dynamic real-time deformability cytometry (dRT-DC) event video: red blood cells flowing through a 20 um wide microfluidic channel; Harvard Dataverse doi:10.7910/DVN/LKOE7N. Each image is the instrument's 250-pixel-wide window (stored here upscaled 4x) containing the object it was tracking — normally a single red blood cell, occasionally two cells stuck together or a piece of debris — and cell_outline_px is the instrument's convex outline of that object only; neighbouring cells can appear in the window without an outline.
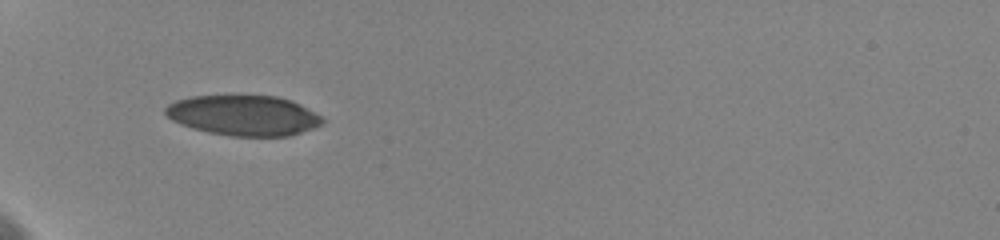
{"species": "human", "species_latin": "Homo sapiens", "temperature_condition": "cold", "stored_images_in_passage": 79, "camera_frame_rate_fps": 3000, "um_per_image_px": 0.085, "donor": {"sex": "female"}, "frame": {"image": 1, "passage_image": 1, "time_ms": 0.0, "image_size_px": [1000, 240], "cell_outline_px": [[324, 124], [288, 136], [232, 136], [208, 132], [192, 128], [180, 124], [172, 120], [164, 112], [164, 108], [168, 104], [176, 100], [192, 96], [236, 92], [276, 96], [292, 100], [324, 116]], "centroid_in_image_um": [20.7, 9.75], "position_along_channel_um": 64.3, "area_um2": 38.15}}
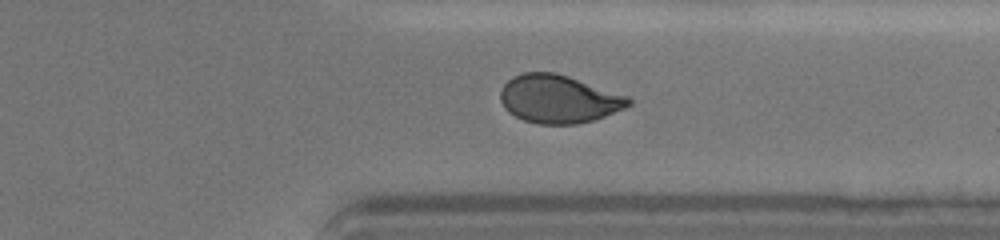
{"frame": {"image": 2, "passage_image": 54, "time_ms": 8.667, "image_size_px": [1000, 240], "cell_outline_px": [[632, 104], [624, 108], [604, 116], [592, 120], [576, 124], [540, 124], [524, 120], [508, 112], [504, 108], [500, 100], [500, 92], [504, 84], [512, 76], [524, 72], [556, 72], [628, 96], [632, 100]], "centroid_in_image_um": [47.46, 8.41], "position_along_channel_um": 363.9, "area_um2": 35.84}}
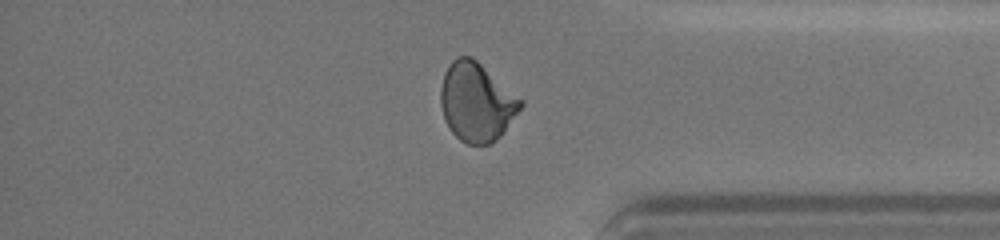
{"frame": {"image": 3, "passage_image": 60, "time_ms": 9.667, "image_size_px": [1000, 240], "cell_outline_px": [[524, 104], [504, 132], [492, 144], [468, 144], [460, 140], [448, 128], [444, 120], [440, 104], [440, 88], [444, 72], [452, 60], [456, 56], [472, 56], [524, 100]], "centroid_in_image_um": [40.5, 8.67], "position_along_channel_um": 394.7, "area_um2": 37.05}, "authors_computed_cell_mechanics": {"area_um2": 36.5874, "velocity_mm_per_s": 3.6104, "shape_relaxation_time_tau1_ms": 6.5167, "shape_relaxation_time_tau2_ms": 1.5374, "deformation_change_tau1": 0.1399, "deformation_change_tau2": 0.0605}}